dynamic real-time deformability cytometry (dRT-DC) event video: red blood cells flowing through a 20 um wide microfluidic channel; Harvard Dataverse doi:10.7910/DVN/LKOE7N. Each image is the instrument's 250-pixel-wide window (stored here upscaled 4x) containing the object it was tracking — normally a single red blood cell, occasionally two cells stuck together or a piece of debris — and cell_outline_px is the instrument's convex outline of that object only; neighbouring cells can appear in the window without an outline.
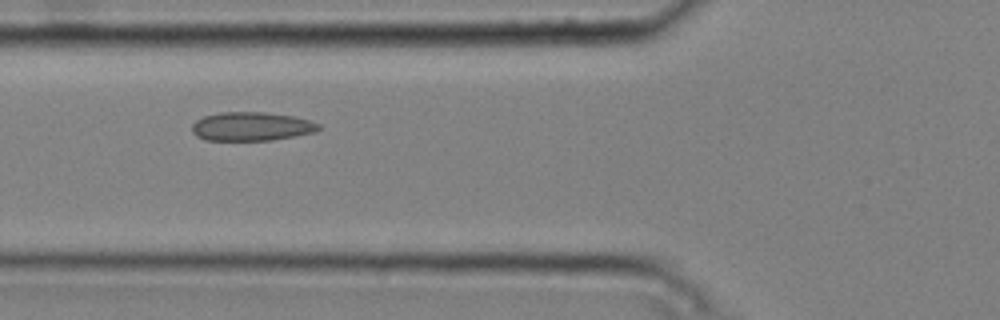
{"species": "common noctule bat (a hibernating species)", "species_latin": "Nyctalus noctula", "temperature_condition": "cold", "stored_images_in_passage": 7, "camera_frame_rate_fps": 3000, "um_per_image_px": 0.085, "animal": {"sex": "male", "body_mass_g": 20.4}, "frame": {"image": 1, "passage_image": 5, "time_ms": 1.333, "image_size_px": [1000, 320], "cell_outline_px": [[320, 128], [316, 132], [272, 140], [204, 140], [196, 136], [192, 132], [192, 124], [196, 120], [204, 116], [220, 112], [264, 112], [292, 116], [308, 120], [320, 124]], "centroid_in_image_um": [21.35, 10.75], "position_along_channel_um": 104.5, "area_um2": 21.21}}
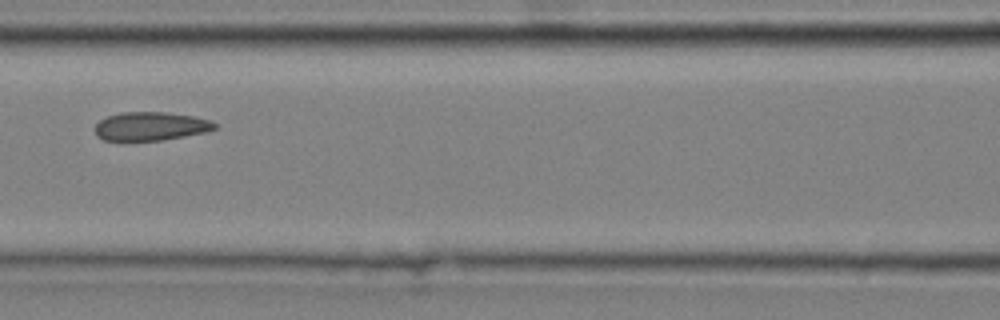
{"frame": {"image": 2, "passage_image": 6, "time_ms": 1.667, "image_size_px": [1000, 320], "cell_outline_px": [[216, 128], [208, 132], [160, 140], [104, 140], [96, 136], [96, 124], [100, 120], [108, 116], [120, 112], [164, 112], [192, 116], [212, 120], [216, 124]], "centroid_in_image_um": [12.82, 10.72], "position_along_channel_um": 153.8, "area_um2": 19.83}}
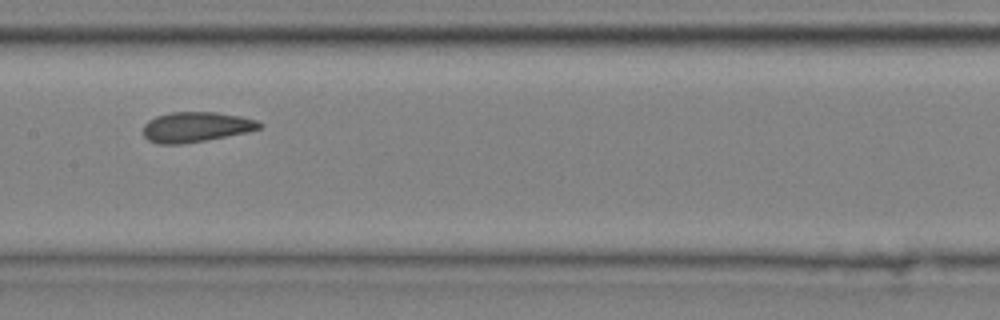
{"frame": {"image": 3, "passage_image": 7, "time_ms": 2.0, "image_size_px": [1000, 320], "cell_outline_px": [[264, 124], [260, 128], [248, 132], [204, 140], [180, 144], [156, 144], [148, 140], [144, 136], [144, 124], [148, 120], [156, 116], [172, 112], [216, 112], [240, 116], [256, 120]], "centroid_in_image_um": [16.65, 10.79], "position_along_channel_um": 190.8, "area_um2": 20.35}}